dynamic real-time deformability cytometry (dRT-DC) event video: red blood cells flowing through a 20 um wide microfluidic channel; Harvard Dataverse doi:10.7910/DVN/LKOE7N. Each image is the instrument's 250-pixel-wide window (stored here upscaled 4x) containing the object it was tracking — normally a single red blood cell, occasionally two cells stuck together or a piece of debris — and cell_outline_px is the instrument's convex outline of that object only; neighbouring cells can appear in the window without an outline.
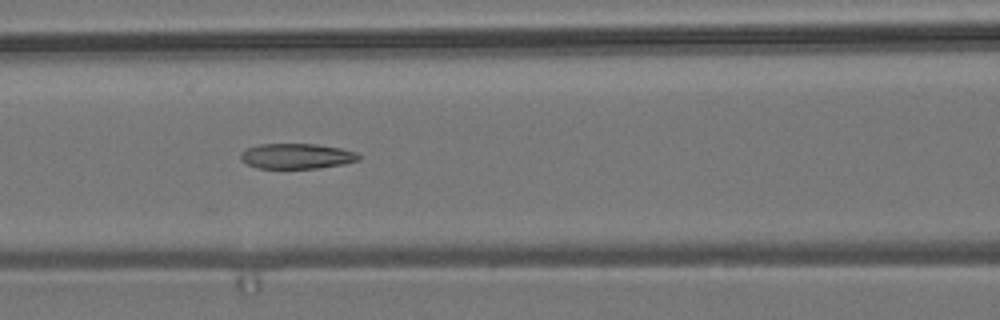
{"species": "common noctule bat (a hibernating species)", "species_latin": "Nyctalus noctula", "temperature_condition": "room temperature", "stored_images_in_passage": 9, "camera_frame_rate_fps": 3000, "um_per_image_px": 0.085, "animal": {"sex": "male", "body_mass_g": 19.2, "forearm_length_mm": 51.8}, "frame": {"image": 1, "passage_image": 3, "time_ms": 2.0, "image_size_px": [1000, 320], "cell_outline_px": [[360, 160], [344, 164], [320, 168], [256, 168], [240, 160], [240, 152], [248, 148], [260, 144], [316, 144], [340, 148], [356, 152], [360, 156]], "centroid_in_image_um": [25.22, 13.27], "position_along_channel_um": 141.4, "area_um2": 17.46}}
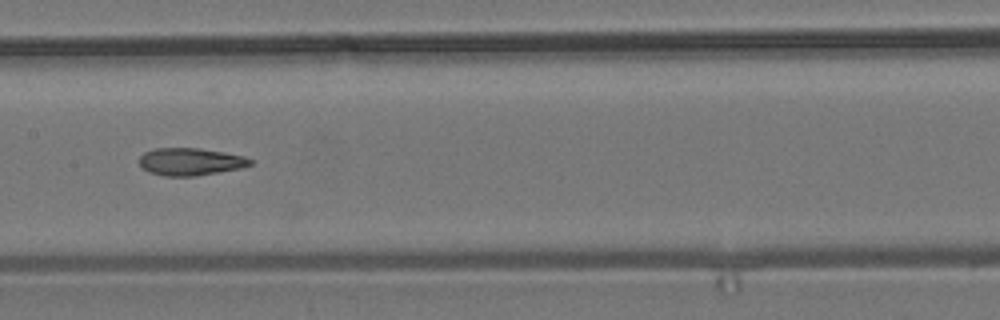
{"frame": {"image": 2, "passage_image": 4, "time_ms": 3.333, "image_size_px": [1000, 320], "cell_outline_px": [[252, 164], [244, 168], [196, 176], [164, 176], [148, 172], [140, 164], [140, 156], [144, 152], [156, 148], [200, 148], [224, 152], [244, 156], [252, 160]], "centroid_in_image_um": [16.21, 13.75], "position_along_channel_um": 191.2, "area_um2": 17.86}}
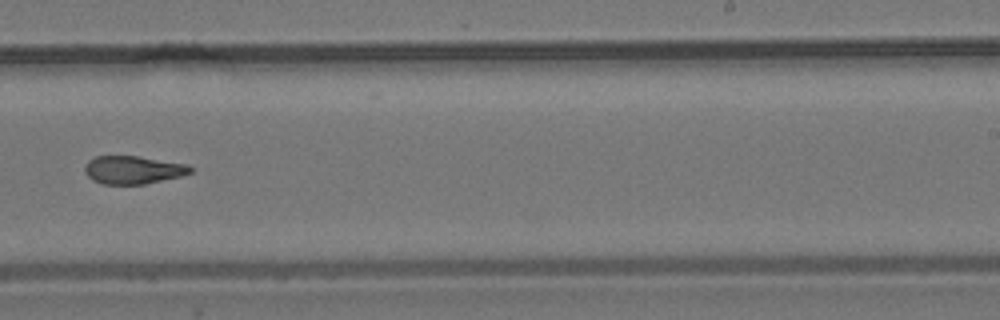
{"frame": {"image": 3, "passage_image": 6, "time_ms": 5.667, "image_size_px": [1000, 320], "cell_outline_px": [[192, 172], [180, 176], [144, 184], [104, 184], [92, 180], [84, 172], [84, 168], [88, 160], [96, 156], [136, 156], [188, 164], [192, 168]], "centroid_in_image_um": [11.29, 14.44], "position_along_channel_um": 277.7, "area_um2": 17.17}}